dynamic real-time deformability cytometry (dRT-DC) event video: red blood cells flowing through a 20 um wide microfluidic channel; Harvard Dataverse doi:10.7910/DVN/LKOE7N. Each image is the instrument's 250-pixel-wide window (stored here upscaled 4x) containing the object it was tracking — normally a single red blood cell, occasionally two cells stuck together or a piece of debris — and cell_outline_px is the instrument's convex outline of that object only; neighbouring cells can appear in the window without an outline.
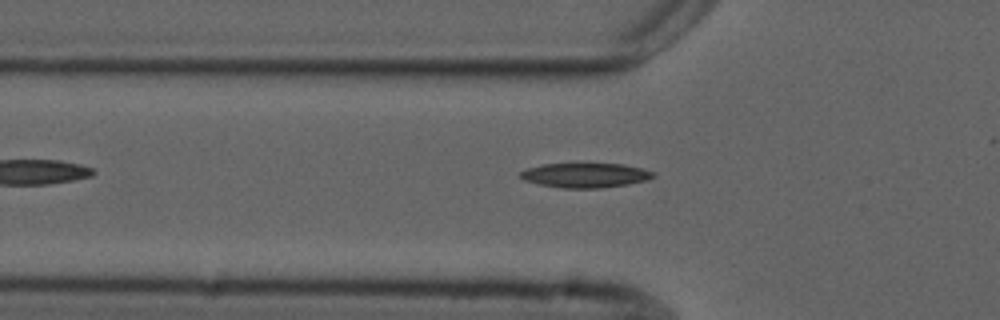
{"species": "common noctule bat (a hibernating species)", "species_latin": "Nyctalus noctula", "temperature_condition": "cold", "stored_images_in_passage": 36, "camera_frame_rate_fps": 3000, "um_per_image_px": 0.085, "animal": {"sex": "male", "forearm_length_mm": 52.5}, "frame": {"image": 1, "passage_image": 2, "time_ms": 0.333, "image_size_px": [1000, 320], "cell_outline_px": [[656, 176], [648, 180], [628, 184], [600, 188], [560, 188], [540, 184], [524, 180], [520, 176], [520, 172], [528, 168], [544, 164], [624, 164], [656, 172]], "centroid_in_image_um": [49.79, 14.9], "position_along_channel_um": 76.0, "area_um2": 18.96}}
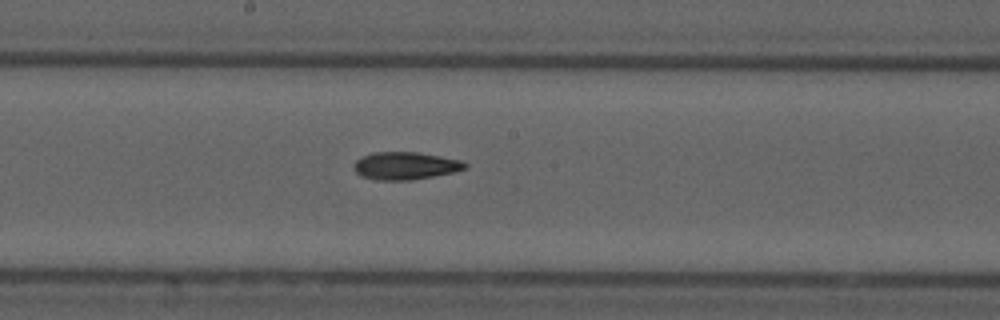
{"frame": {"image": 2, "passage_image": 13, "time_ms": 4.0, "image_size_px": [1000, 320], "cell_outline_px": [[468, 168], [456, 172], [412, 180], [376, 180], [360, 176], [352, 168], [352, 164], [356, 160], [372, 152], [416, 152], [440, 156], [460, 160], [468, 164]], "centroid_in_image_um": [34.45, 14.1], "position_along_channel_um": 213.8, "area_um2": 18.09}}
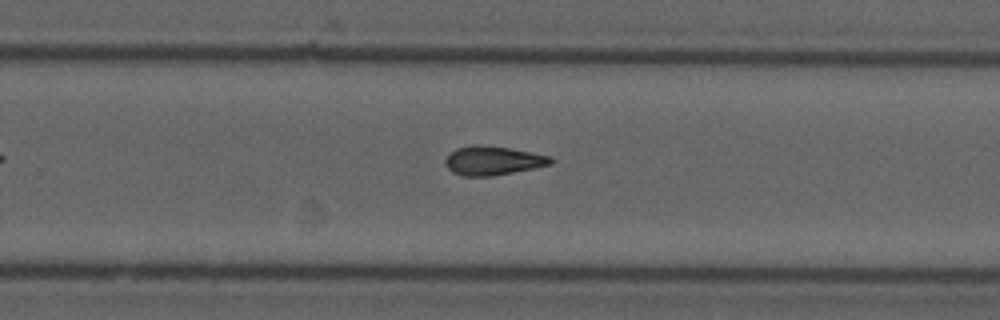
{"frame": {"image": 3, "passage_image": 19, "time_ms": 6.0, "image_size_px": [1000, 320], "cell_outline_px": [[556, 160], [552, 164], [492, 176], [464, 176], [452, 172], [444, 164], [444, 160], [456, 148], [476, 144], [480, 144], [508, 148], [552, 156]], "centroid_in_image_um": [41.9, 13.65], "position_along_channel_um": 287.9, "area_um2": 17.74}, "authors_computed_cell_mechanics": {"area_um2": 17.5712, "velocity_mm_per_s": 3.7305, "shape_relaxation_time_tau1_ms": 7.6541, "shape_relaxation_time_tau2_ms": null, "deformation_change_tau1": 0.1886, "deformation_change_tau2": null}}